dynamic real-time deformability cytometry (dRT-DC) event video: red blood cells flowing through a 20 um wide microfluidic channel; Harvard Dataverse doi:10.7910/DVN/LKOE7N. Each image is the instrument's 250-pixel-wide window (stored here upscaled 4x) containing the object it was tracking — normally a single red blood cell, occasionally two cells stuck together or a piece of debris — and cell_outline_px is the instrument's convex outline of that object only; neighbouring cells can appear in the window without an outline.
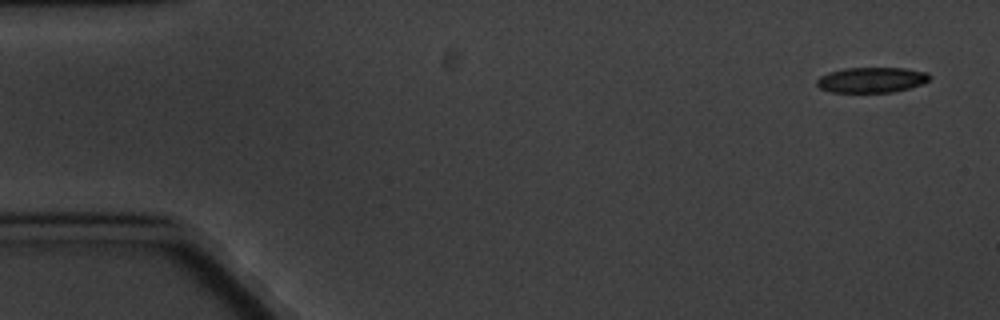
{"species": "common noctule bat (a hibernating species)", "species_latin": "Nyctalus noctula", "temperature_condition": "cold", "stored_images_in_passage": 5, "camera_frame_rate_fps": 3000, "um_per_image_px": 0.085, "animal": {"sex": "male", "body_mass_g": 20.1, "forearm_length_mm": 53.5}, "frame": {"image": 1, "passage_image": 1, "time_ms": 0.0, "image_size_px": [1000, 320], "cell_outline_px": [[932, 76], [928, 80], [920, 84], [908, 88], [892, 92], [832, 92], [820, 88], [816, 84], [816, 80], [820, 76], [828, 72], [844, 68], [904, 68], [928, 72]], "centroid_in_image_um": [74.07, 6.78], "position_along_channel_um": 10.9, "area_um2": 16.65}}
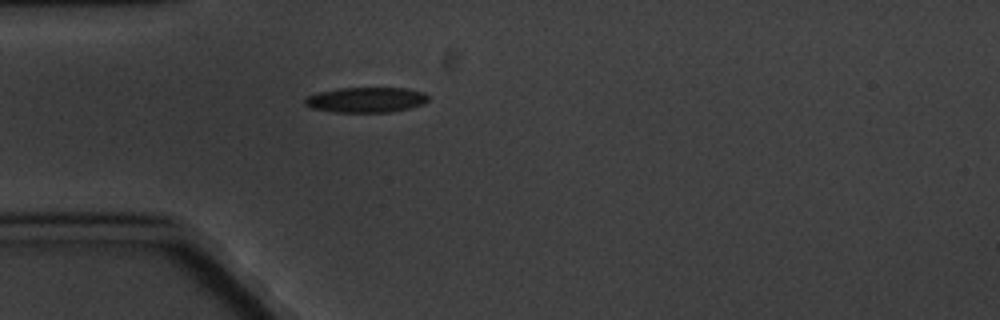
{"frame": {"image": 2, "passage_image": 5, "time_ms": 4.667, "image_size_px": [1000, 320], "cell_outline_px": [[428, 100], [424, 104], [392, 112], [332, 112], [312, 108], [304, 104], [304, 100], [308, 96], [316, 92], [336, 88], [408, 88], [424, 92], [428, 96]], "centroid_in_image_um": [31.11, 8.48], "position_along_channel_um": 53.9, "area_um2": 18.32}}